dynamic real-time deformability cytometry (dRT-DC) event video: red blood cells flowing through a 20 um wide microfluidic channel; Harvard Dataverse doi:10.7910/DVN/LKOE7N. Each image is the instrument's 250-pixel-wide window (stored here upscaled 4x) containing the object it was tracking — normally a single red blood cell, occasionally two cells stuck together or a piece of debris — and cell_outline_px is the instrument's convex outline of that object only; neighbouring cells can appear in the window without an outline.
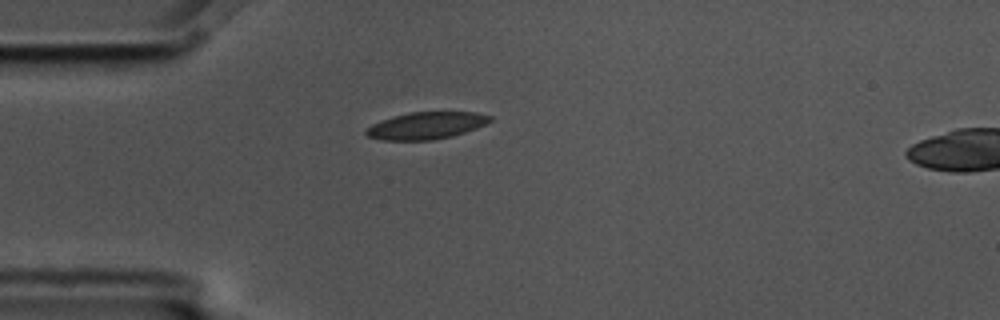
{"species": "common noctule bat (a hibernating species)", "species_latin": "Nyctalus noctula", "temperature_condition": "cold", "stored_images_in_passage": 1, "camera_frame_rate_fps": 3000, "um_per_image_px": 0.085, "animal": {"sex": "male", "body_mass_g": 17.5, "forearm_length_mm": 52.3}, "frame": {"image": 1, "passage_image": 1, "time_ms": 0.0, "image_size_px": [1000, 320], "cell_outline_px": [[492, 120], [476, 128], [452, 136], [432, 140], [380, 140], [368, 136], [364, 132], [364, 128], [380, 120], [392, 116], [408, 112], [476, 112], [492, 116]], "centroid_in_image_um": [36.17, 10.67], "position_along_channel_um": 48.8, "area_um2": 19.65}}